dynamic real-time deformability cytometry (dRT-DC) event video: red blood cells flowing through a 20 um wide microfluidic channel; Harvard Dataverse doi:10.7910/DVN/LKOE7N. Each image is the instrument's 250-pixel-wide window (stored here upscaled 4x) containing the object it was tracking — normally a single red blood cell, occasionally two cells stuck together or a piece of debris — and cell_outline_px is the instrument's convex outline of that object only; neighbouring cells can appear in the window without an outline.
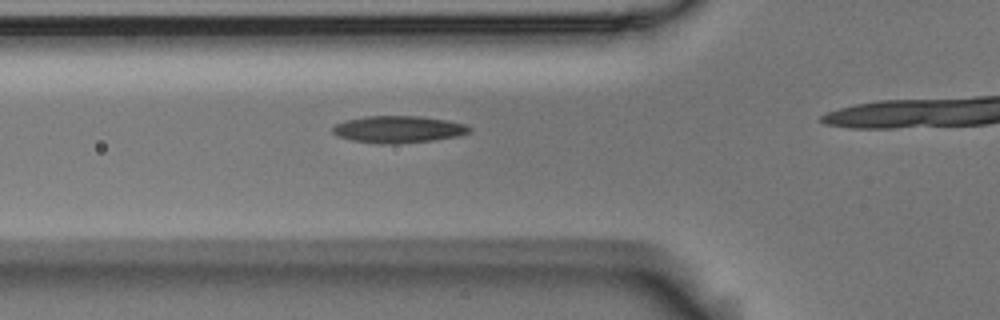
{"species": "Egyptian fruit bat (a non-hibernating species)", "species_latin": "Rousettus aegyptiacus", "temperature_condition": "room temperature", "stored_images_in_passage": 5, "camera_frame_rate_fps": 3000, "um_per_image_px": 0.085, "animal": {"sex": "male"}, "frame": {"image": 1, "passage_image": 4, "time_ms": 1.0, "image_size_px": [1000, 320], "cell_outline_px": [[472, 132], [460, 136], [432, 140], [396, 144], [380, 144], [352, 140], [336, 136], [332, 132], [332, 128], [336, 124], [344, 120], [364, 116], [420, 116], [448, 120], [464, 124], [472, 128]], "centroid_in_image_um": [33.86, 10.99], "position_along_channel_um": 91.9, "area_um2": 21.73}}